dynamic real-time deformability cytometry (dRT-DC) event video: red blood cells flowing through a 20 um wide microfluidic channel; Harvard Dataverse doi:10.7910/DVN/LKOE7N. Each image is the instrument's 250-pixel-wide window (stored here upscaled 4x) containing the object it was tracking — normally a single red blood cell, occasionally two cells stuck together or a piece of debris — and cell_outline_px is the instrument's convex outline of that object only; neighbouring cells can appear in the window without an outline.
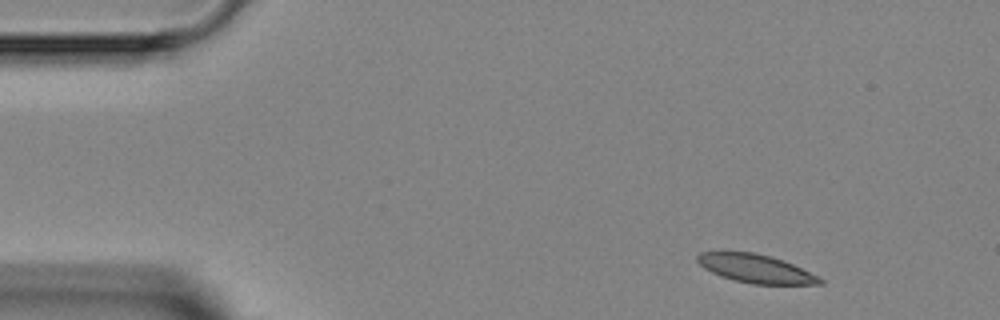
{"species": "Egyptian fruit bat (a non-hibernating species)", "species_latin": "Rousettus aegyptiacus", "temperature_condition": "room temperature", "stored_images_in_passage": 3, "camera_frame_rate_fps": 3000, "um_per_image_px": 0.085, "animal": {"sex": "female"}, "frame": {"image": 1, "passage_image": 1, "time_ms": 0.0, "image_size_px": [1000, 320], "cell_outline_px": [[824, 284], [752, 284], [720, 276], [704, 268], [696, 260], [696, 256], [700, 252], [752, 252], [768, 256], [792, 264], [824, 280]], "centroid_in_image_um": [64.19, 22.84], "position_along_channel_um": 20.8, "area_um2": 19.83}}